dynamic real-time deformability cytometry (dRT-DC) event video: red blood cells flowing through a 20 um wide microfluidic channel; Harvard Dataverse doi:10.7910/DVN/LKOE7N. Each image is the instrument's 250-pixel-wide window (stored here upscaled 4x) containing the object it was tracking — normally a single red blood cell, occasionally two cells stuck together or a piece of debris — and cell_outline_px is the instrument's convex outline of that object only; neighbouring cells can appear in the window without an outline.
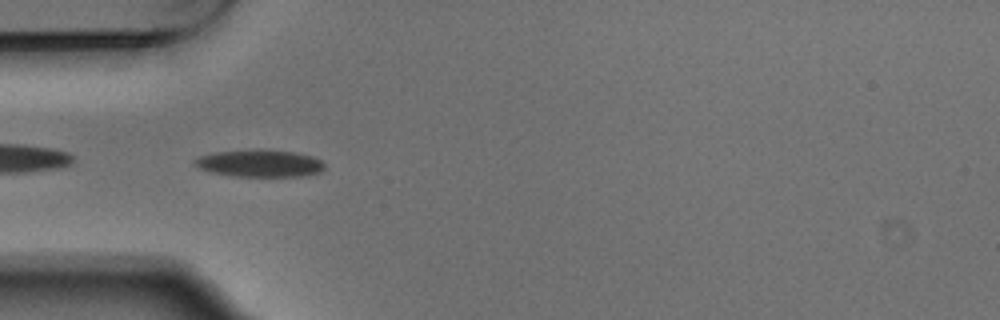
{"species": "Egyptian fruit bat (a non-hibernating species)", "species_latin": "Rousettus aegyptiacus", "temperature_condition": "warm", "stored_images_in_passage": 5, "camera_frame_rate_fps": 3000, "um_per_image_px": 0.085, "animal": {"sex": "male"}, "frame": {"image": 1, "passage_image": 4, "time_ms": 1.0, "image_size_px": [1000, 320], "cell_outline_px": [[324, 168], [320, 172], [304, 176], [236, 176], [208, 172], [200, 168], [192, 160], [196, 156], [212, 152], [256, 148], [268, 148], [296, 152], [312, 156], [320, 160], [324, 164]], "centroid_in_image_um": [22.04, 13.85], "position_along_channel_um": 63.0, "area_um2": 21.15}}
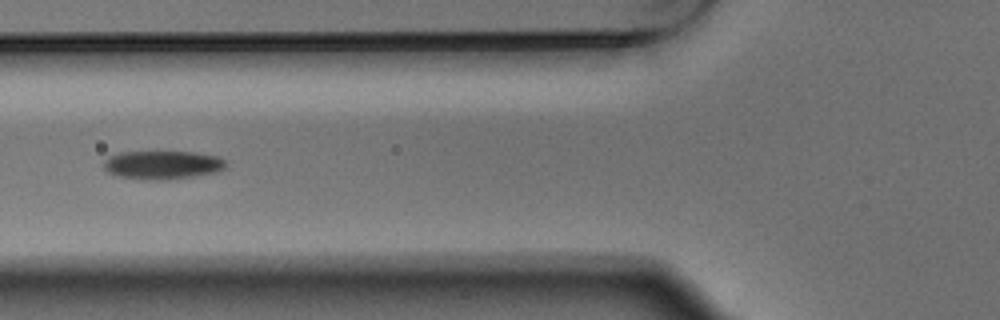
{"frame": {"image": 2, "passage_image": 5, "time_ms": 1.333, "image_size_px": [1000, 320], "cell_outline_px": [[224, 168], [216, 172], [168, 180], [144, 180], [120, 176], [108, 172], [104, 168], [104, 160], [120, 152], [196, 152], [216, 156], [224, 160]], "centroid_in_image_um": [13.79, 14.02], "position_along_channel_um": 112.0, "area_um2": 20.06}}